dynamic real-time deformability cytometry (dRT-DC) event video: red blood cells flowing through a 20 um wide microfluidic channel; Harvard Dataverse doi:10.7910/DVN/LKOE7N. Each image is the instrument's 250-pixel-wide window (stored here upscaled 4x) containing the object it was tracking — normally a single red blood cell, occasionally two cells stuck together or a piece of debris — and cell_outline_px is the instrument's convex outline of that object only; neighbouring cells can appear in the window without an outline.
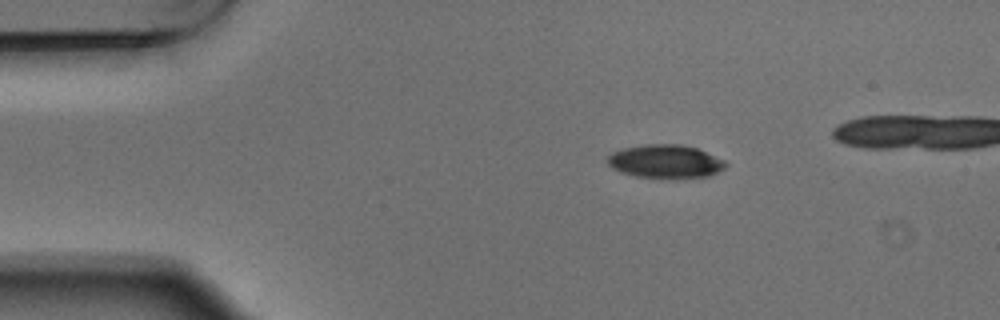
{"species": "Egyptian fruit bat (a non-hibernating species)", "species_latin": "Rousettus aegyptiacus", "temperature_condition": "warm", "stored_images_in_passage": 5, "segment_of_instrument_passage": [1, 2], "camera_frame_rate_fps": 3000, "um_per_image_px": 0.085, "animal": {"sex": "male"}, "frame": {"image": 1, "passage_image": 1, "time_ms": 0.0, "image_size_px": [1000, 320], "cell_outline_px": [[728, 164], [724, 168], [708, 176], [636, 176], [620, 172], [612, 168], [608, 164], [608, 156], [612, 152], [624, 148], [644, 144], [680, 144], [696, 148], [724, 160]], "centroid_in_image_um": [56.52, 13.68], "position_along_channel_um": 28.5, "area_um2": 22.25}}
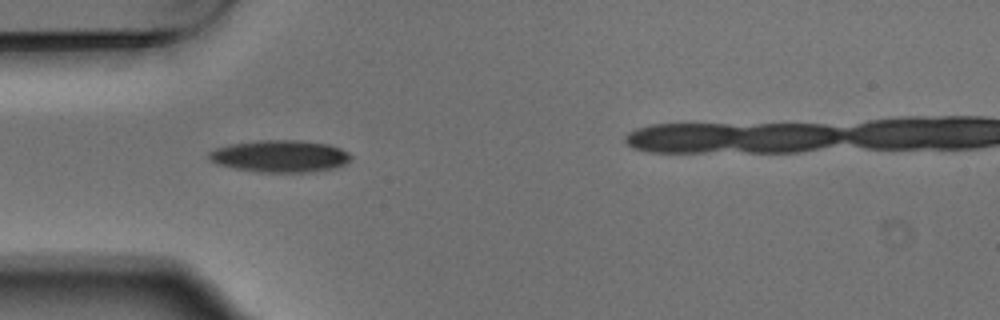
{"frame": {"image": 2, "passage_image": 3, "time_ms": 0.667, "image_size_px": [1000, 320], "cell_outline_px": [[352, 156], [344, 164], [332, 168], [312, 172], [260, 172], [236, 168], [216, 164], [208, 156], [208, 152], [216, 148], [232, 144], [256, 140], [300, 140], [328, 144], [340, 148], [348, 152]], "centroid_in_image_um": [23.8, 13.27], "position_along_channel_um": 61.2, "area_um2": 26.36}}
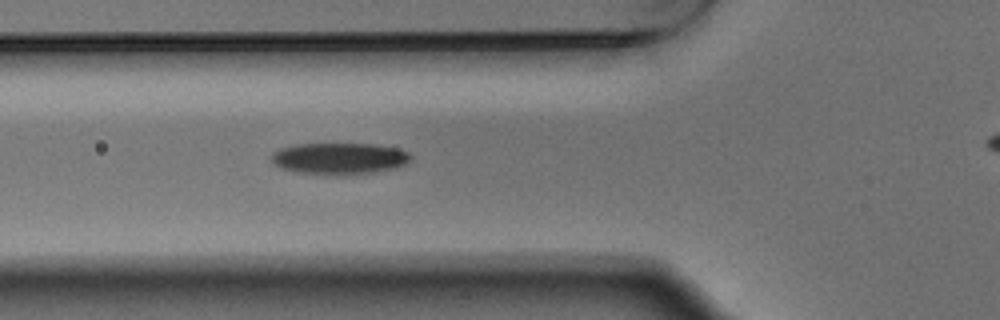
{"frame": {"image": 3, "passage_image": 4, "time_ms": 1.0, "image_size_px": [1000, 320], "cell_outline_px": [[412, 156], [408, 164], [376, 172], [344, 176], [332, 176], [296, 172], [280, 168], [268, 160], [272, 152], [280, 148], [296, 144], [376, 144], [396, 148], [408, 152]], "centroid_in_image_um": [28.8, 13.49], "position_along_channel_um": 97.0, "area_um2": 26.24}}